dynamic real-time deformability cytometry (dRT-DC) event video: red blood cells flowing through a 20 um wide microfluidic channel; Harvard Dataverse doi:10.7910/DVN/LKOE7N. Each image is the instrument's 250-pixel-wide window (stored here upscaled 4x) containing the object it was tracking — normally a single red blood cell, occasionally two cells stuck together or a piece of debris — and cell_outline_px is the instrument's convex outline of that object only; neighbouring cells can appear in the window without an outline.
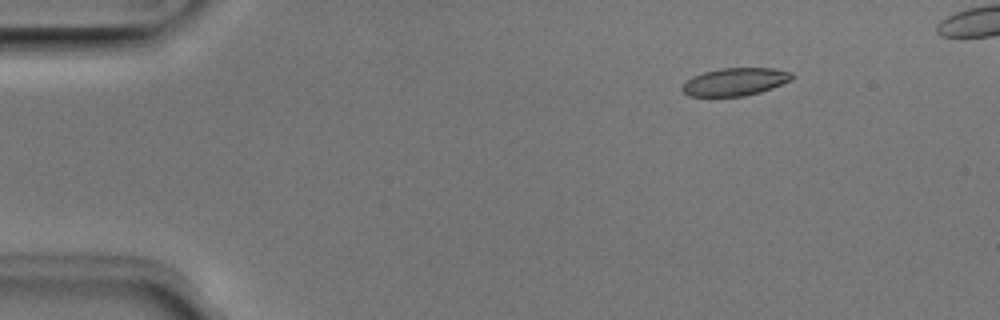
{"species": "Egyptian fruit bat (a non-hibernating species)", "species_latin": "Rousettus aegyptiacus", "temperature_condition": "room temperature", "stored_images_in_passage": 44, "camera_frame_rate_fps": 3000, "um_per_image_px": 0.085, "animal": {"sex": "male"}, "frame": {"image": 1, "passage_image": 2, "time_ms": 0.333, "image_size_px": [1000, 320], "cell_outline_px": [[796, 76], [792, 80], [772, 88], [760, 92], [744, 96], [688, 96], [680, 88], [692, 76], [704, 72], [720, 68], [772, 68], [792, 72]], "centroid_in_image_um": [62.52, 6.95], "position_along_channel_um": 22.5, "area_um2": 17.8}}
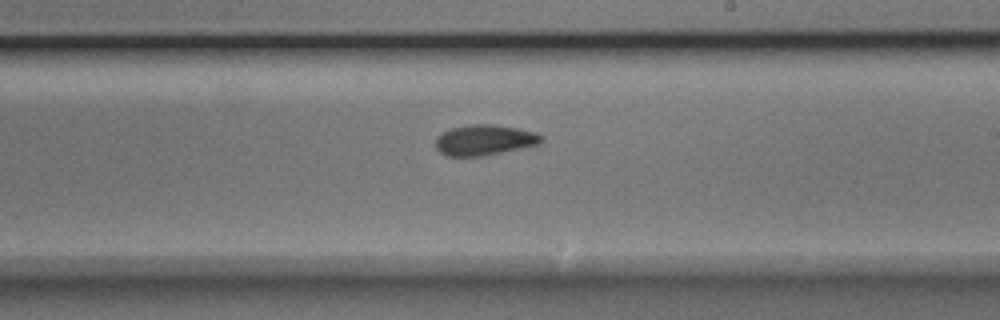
{"frame": {"image": 2, "passage_image": 25, "time_ms": 8.0, "image_size_px": [1000, 320], "cell_outline_px": [[544, 140], [540, 144], [480, 156], [444, 156], [436, 148], [436, 136], [440, 132], [452, 128], [468, 124], [492, 124], [520, 128], [536, 132], [544, 136]], "centroid_in_image_um": [41.18, 11.88], "position_along_channel_um": 247.8, "area_um2": 19.02}}
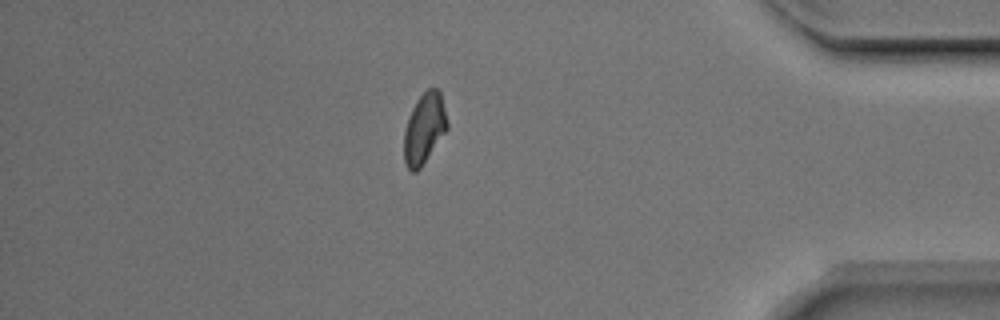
{"frame": {"image": 3, "passage_image": 39, "time_ms": 12.667, "image_size_px": [1000, 320], "cell_outline_px": [[448, 128], [420, 168], [416, 172], [412, 172], [404, 164], [404, 132], [408, 116], [416, 100], [428, 88], [436, 88], [440, 92], [448, 124]], "centroid_in_image_um": [36.04, 10.92], "position_along_channel_um": 399.2, "area_um2": 17.63}, "authors_computed_cell_mechanics": {"area_um2": 18.207, "velocity_mm_per_s": 3.9837, "shape_relaxation_time_tau1_ms": 2.9136, "shape_relaxation_time_tau2_ms": 2.9878, "deformation_change_tau1": 0.116, "deformation_change_tau2": 0.0697}}